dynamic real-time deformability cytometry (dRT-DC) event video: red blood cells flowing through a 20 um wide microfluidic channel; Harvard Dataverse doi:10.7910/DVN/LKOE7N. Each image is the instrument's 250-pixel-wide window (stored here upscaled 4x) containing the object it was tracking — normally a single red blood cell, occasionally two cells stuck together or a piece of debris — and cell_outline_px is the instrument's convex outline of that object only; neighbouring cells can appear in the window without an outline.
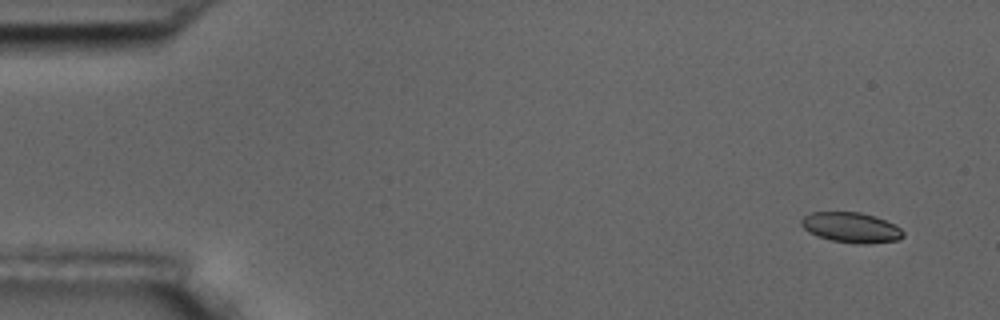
{"species": "common noctule bat (a hibernating species)", "species_latin": "Nyctalus noctula", "temperature_condition": "room temperature", "stored_images_in_passage": 6, "camera_frame_rate_fps": 3000, "um_per_image_px": 0.085, "animal": {"sex": "male", "body_mass_g": 17.5, "forearm_length_mm": 52.3}, "frame": {"image": 1, "passage_image": 1, "time_ms": 0.0, "image_size_px": [1000, 320], "cell_outline_px": [[904, 236], [900, 240], [868, 244], [856, 244], [832, 240], [816, 236], [808, 232], [800, 224], [800, 220], [804, 216], [812, 212], [860, 212], [876, 216], [900, 228], [904, 232]], "centroid_in_image_um": [72.34, 19.34], "position_along_channel_um": 12.7, "area_um2": 18.09}}
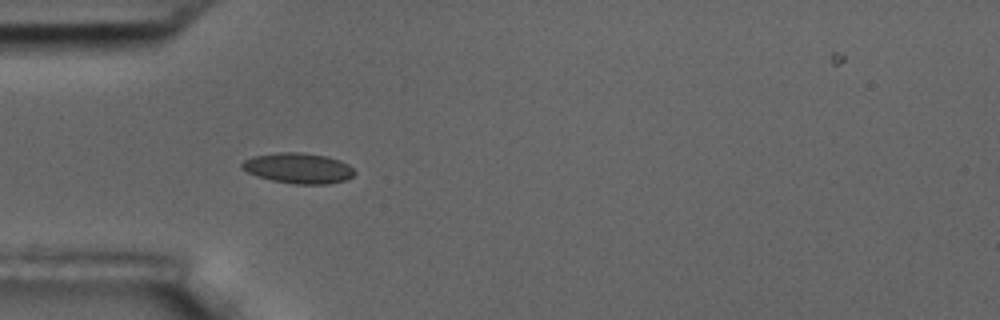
{"frame": {"image": 2, "passage_image": 5, "time_ms": 4.667, "image_size_px": [1000, 320], "cell_outline_px": [[356, 172], [352, 176], [344, 180], [328, 184], [296, 184], [272, 180], [256, 176], [240, 168], [240, 164], [244, 160], [252, 156], [280, 152], [300, 152], [328, 156], [340, 160], [348, 164]], "centroid_in_image_um": [25.34, 14.28], "position_along_channel_um": 59.7, "area_um2": 20.06}}